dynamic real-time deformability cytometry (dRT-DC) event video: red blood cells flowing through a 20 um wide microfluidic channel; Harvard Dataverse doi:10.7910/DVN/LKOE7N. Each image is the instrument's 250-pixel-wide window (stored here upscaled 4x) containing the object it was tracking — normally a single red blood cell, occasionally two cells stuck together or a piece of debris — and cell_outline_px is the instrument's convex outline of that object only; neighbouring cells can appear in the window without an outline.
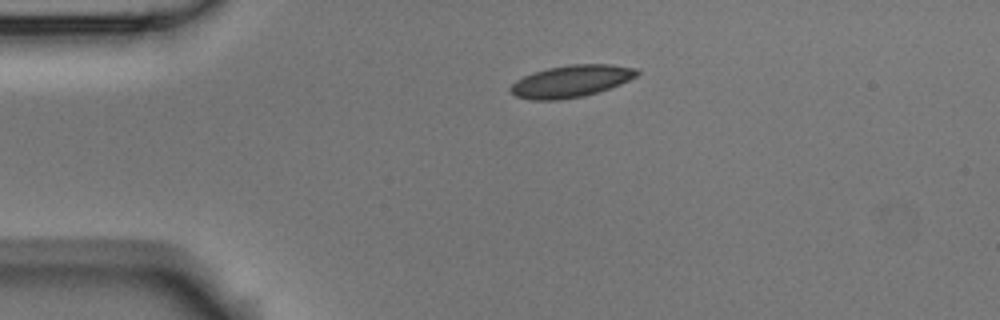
{"species": "Egyptian fruit bat (a non-hibernating species)", "species_latin": "Rousettus aegyptiacus", "temperature_condition": "room temperature", "stored_images_in_passage": 2, "camera_frame_rate_fps": 3000, "um_per_image_px": 0.085, "animal": {"sex": "male"}, "frame": {"image": 1, "passage_image": 1, "time_ms": 0.0, "image_size_px": [1000, 320], "cell_outline_px": [[640, 72], [636, 76], [620, 84], [584, 96], [560, 100], [532, 100], [516, 96], [508, 88], [516, 80], [532, 72], [548, 68], [572, 64], [612, 64], [636, 68]], "centroid_in_image_um": [48.53, 6.9], "position_along_channel_um": 36.5, "area_um2": 23.52}}